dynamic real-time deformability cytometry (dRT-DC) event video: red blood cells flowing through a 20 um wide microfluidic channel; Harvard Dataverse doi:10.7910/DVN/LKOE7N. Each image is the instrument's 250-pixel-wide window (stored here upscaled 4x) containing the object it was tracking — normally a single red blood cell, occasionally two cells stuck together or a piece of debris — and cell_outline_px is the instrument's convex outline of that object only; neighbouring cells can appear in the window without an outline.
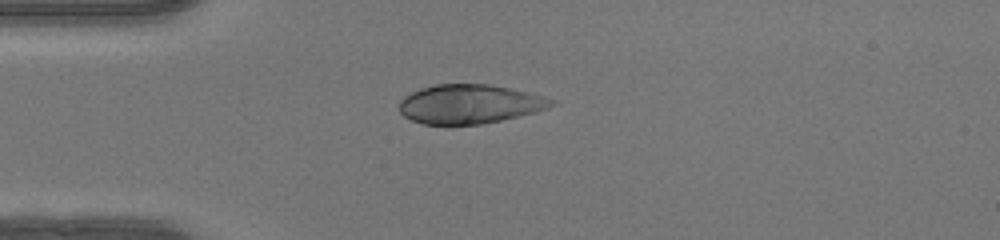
{"species": "human", "species_latin": "Homo sapiens", "temperature_condition": "warm", "stored_images_in_passage": 37, "camera_frame_rate_fps": 3000, "um_per_image_px": 0.085, "donor": {"sex": "female"}, "frame": {"image": 1, "passage_image": 1, "time_ms": 0.0, "image_size_px": [1000, 240], "cell_outline_px": [[556, 104], [548, 108], [536, 112], [500, 120], [480, 124], [448, 128], [424, 124], [412, 120], [404, 116], [400, 112], [400, 100], [404, 96], [420, 88], [436, 84], [488, 84], [508, 88], [556, 100]], "centroid_in_image_um": [39.86, 8.88], "position_along_channel_um": 45.1, "area_um2": 35.14}}
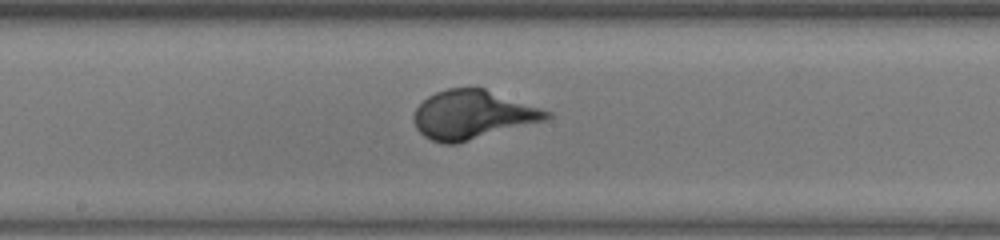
{"frame": {"image": 2, "passage_image": 14, "time_ms": 4.333, "image_size_px": [1000, 240], "cell_outline_px": [[552, 116], [548, 120], [456, 144], [440, 144], [424, 136], [416, 128], [412, 116], [416, 108], [428, 96], [436, 92], [448, 88], [484, 88], [552, 112]], "centroid_in_image_um": [40.17, 9.77], "position_along_channel_um": 208.0, "area_um2": 37.8}}
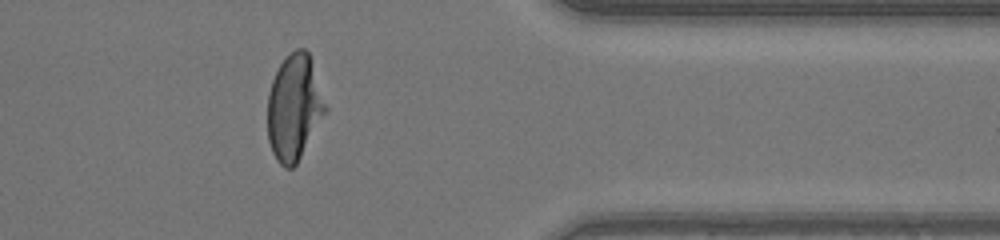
{"frame": {"image": 3, "passage_image": 28, "time_ms": 9.0, "image_size_px": [1000, 240], "cell_outline_px": [[328, 112], [296, 164], [292, 168], [284, 168], [276, 160], [272, 152], [268, 140], [268, 92], [272, 80], [280, 64], [296, 48], [304, 48], [308, 52], [328, 108]], "centroid_in_image_um": [25.02, 9.17], "position_along_channel_um": 386.4, "area_um2": 35.72}}